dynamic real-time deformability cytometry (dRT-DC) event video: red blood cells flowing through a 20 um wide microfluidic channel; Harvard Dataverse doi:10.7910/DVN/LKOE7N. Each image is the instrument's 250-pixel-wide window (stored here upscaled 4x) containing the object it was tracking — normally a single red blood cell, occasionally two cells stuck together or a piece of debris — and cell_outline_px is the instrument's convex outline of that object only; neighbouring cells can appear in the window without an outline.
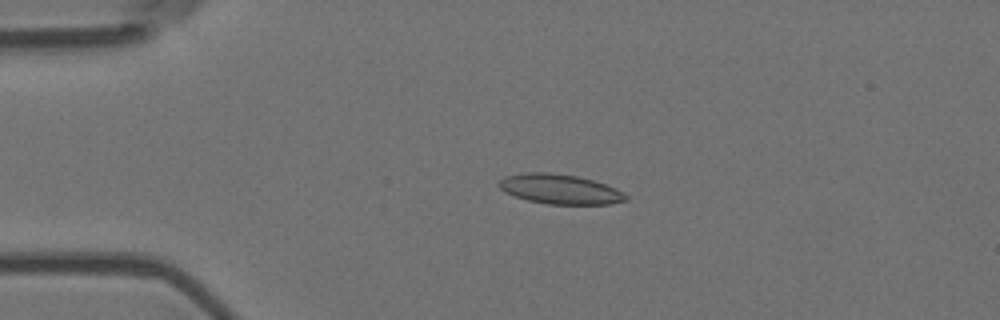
{"species": "Egyptian fruit bat (a non-hibernating species)", "species_latin": "Rousettus aegyptiacus", "temperature_condition": "room temperature", "stored_images_in_passage": 3, "camera_frame_rate_fps": 3000, "um_per_image_px": 0.085, "animal": {"sex": "female"}, "frame": {"image": 1, "passage_image": 2, "time_ms": 0.333, "image_size_px": [1000, 320], "cell_outline_px": [[628, 200], [612, 204], [548, 204], [528, 200], [512, 196], [504, 192], [496, 184], [504, 176], [524, 172], [548, 172], [576, 176], [592, 180], [616, 188], [628, 196]], "centroid_in_image_um": [47.55, 16.08], "position_along_channel_um": 37.4, "area_um2": 22.14}}